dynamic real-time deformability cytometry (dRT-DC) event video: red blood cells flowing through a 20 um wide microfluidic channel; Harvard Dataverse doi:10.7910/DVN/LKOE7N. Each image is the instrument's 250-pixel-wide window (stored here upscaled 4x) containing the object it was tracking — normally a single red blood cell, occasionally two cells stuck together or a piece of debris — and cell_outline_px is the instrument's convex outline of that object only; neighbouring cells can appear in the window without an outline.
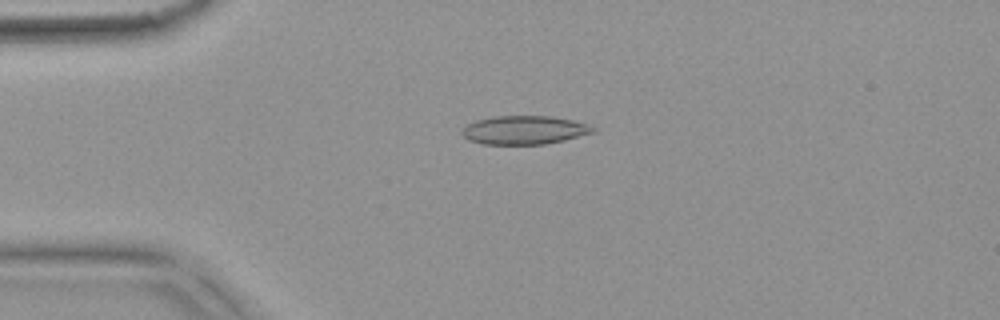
{"species": "common noctule bat (a hibernating species)", "species_latin": "Nyctalus noctula", "temperature_condition": "warm", "stored_images_in_passage": 54, "camera_frame_rate_fps": 3000, "um_per_image_px": 0.085, "animal": {"sex": "female", "body_mass_g": 18.4}, "frame": {"image": 1, "passage_image": 13, "time_ms": 4.0, "image_size_px": [1000, 320], "cell_outline_px": [[596, 132], [564, 140], [544, 144], [484, 144], [468, 140], [460, 132], [468, 124], [476, 120], [496, 116], [552, 116], [572, 120], [596, 128]], "centroid_in_image_um": [44.56, 11.05], "position_along_channel_um": 40.4, "area_um2": 21.68}}
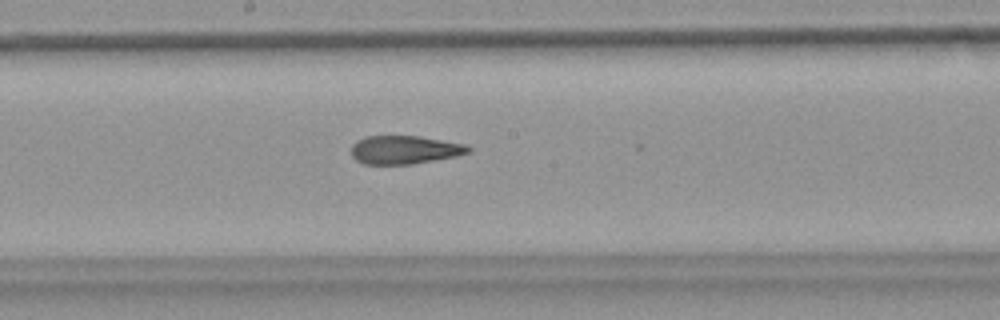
{"frame": {"image": 2, "passage_image": 29, "time_ms": 9.333, "image_size_px": [1000, 320], "cell_outline_px": [[472, 152], [456, 156], [412, 164], [364, 164], [356, 160], [352, 156], [352, 144], [356, 140], [364, 136], [420, 136], [464, 144], [472, 148]], "centroid_in_image_um": [34.38, 12.73], "position_along_channel_um": 213.8, "area_um2": 19.42}}
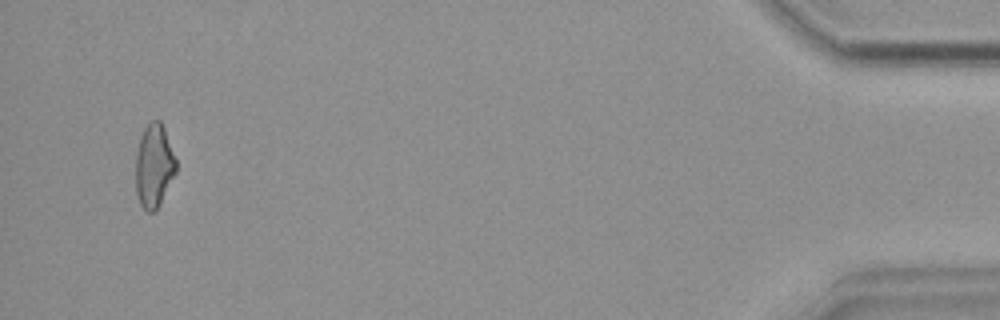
{"frame": {"image": 3, "passage_image": 52, "time_ms": 17.0, "image_size_px": [1000, 320], "cell_outline_px": [[176, 172], [156, 212], [148, 212], [140, 204], [136, 192], [136, 152], [140, 136], [144, 128], [152, 120], [160, 120], [164, 128], [176, 160]], "centroid_in_image_um": [13.08, 14.11], "position_along_channel_um": 422.1, "area_um2": 19.59}, "authors_computed_cell_mechanics": {"area_um2": 20.6057, "velocity_mm_per_s": 3.7578, "shape_relaxation_time_tau1_ms": null, "shape_relaxation_time_tau2_ms": 2.4837, "deformation_change_tau1": null, "deformation_change_tau2": 0.1126}}